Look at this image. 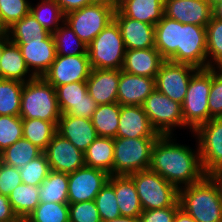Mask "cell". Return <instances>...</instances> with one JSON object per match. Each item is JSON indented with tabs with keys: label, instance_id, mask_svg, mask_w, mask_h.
Instances as JSON below:
<instances>
[{
	"label": "cell",
	"instance_id": "51",
	"mask_svg": "<svg viewBox=\"0 0 222 222\" xmlns=\"http://www.w3.org/2000/svg\"><path fill=\"white\" fill-rule=\"evenodd\" d=\"M207 176L216 185L218 193H219V197L222 201V169H216L208 173Z\"/></svg>",
	"mask_w": 222,
	"mask_h": 222
},
{
	"label": "cell",
	"instance_id": "27",
	"mask_svg": "<svg viewBox=\"0 0 222 222\" xmlns=\"http://www.w3.org/2000/svg\"><path fill=\"white\" fill-rule=\"evenodd\" d=\"M0 78L22 83L34 78L25 64L19 46L10 41L4 46L1 56Z\"/></svg>",
	"mask_w": 222,
	"mask_h": 222
},
{
	"label": "cell",
	"instance_id": "5",
	"mask_svg": "<svg viewBox=\"0 0 222 222\" xmlns=\"http://www.w3.org/2000/svg\"><path fill=\"white\" fill-rule=\"evenodd\" d=\"M125 51L120 28L113 20L88 45L91 68L121 70Z\"/></svg>",
	"mask_w": 222,
	"mask_h": 222
},
{
	"label": "cell",
	"instance_id": "6",
	"mask_svg": "<svg viewBox=\"0 0 222 222\" xmlns=\"http://www.w3.org/2000/svg\"><path fill=\"white\" fill-rule=\"evenodd\" d=\"M136 186L143 211L174 206L179 189L161 175L147 169L129 175Z\"/></svg>",
	"mask_w": 222,
	"mask_h": 222
},
{
	"label": "cell",
	"instance_id": "2",
	"mask_svg": "<svg viewBox=\"0 0 222 222\" xmlns=\"http://www.w3.org/2000/svg\"><path fill=\"white\" fill-rule=\"evenodd\" d=\"M179 204L197 222H222V201L207 175L179 189Z\"/></svg>",
	"mask_w": 222,
	"mask_h": 222
},
{
	"label": "cell",
	"instance_id": "11",
	"mask_svg": "<svg viewBox=\"0 0 222 222\" xmlns=\"http://www.w3.org/2000/svg\"><path fill=\"white\" fill-rule=\"evenodd\" d=\"M191 134L197 139L205 175L222 169V117L210 119Z\"/></svg>",
	"mask_w": 222,
	"mask_h": 222
},
{
	"label": "cell",
	"instance_id": "48",
	"mask_svg": "<svg viewBox=\"0 0 222 222\" xmlns=\"http://www.w3.org/2000/svg\"><path fill=\"white\" fill-rule=\"evenodd\" d=\"M180 208L179 201L171 207L145 210L140 216V222H173L176 211Z\"/></svg>",
	"mask_w": 222,
	"mask_h": 222
},
{
	"label": "cell",
	"instance_id": "14",
	"mask_svg": "<svg viewBox=\"0 0 222 222\" xmlns=\"http://www.w3.org/2000/svg\"><path fill=\"white\" fill-rule=\"evenodd\" d=\"M91 70L89 55H56L54 62L42 77L56 88L68 83L87 81Z\"/></svg>",
	"mask_w": 222,
	"mask_h": 222
},
{
	"label": "cell",
	"instance_id": "53",
	"mask_svg": "<svg viewBox=\"0 0 222 222\" xmlns=\"http://www.w3.org/2000/svg\"><path fill=\"white\" fill-rule=\"evenodd\" d=\"M212 17L222 20V2L212 7Z\"/></svg>",
	"mask_w": 222,
	"mask_h": 222
},
{
	"label": "cell",
	"instance_id": "24",
	"mask_svg": "<svg viewBox=\"0 0 222 222\" xmlns=\"http://www.w3.org/2000/svg\"><path fill=\"white\" fill-rule=\"evenodd\" d=\"M165 60L155 47L125 51L121 70L132 75L155 78Z\"/></svg>",
	"mask_w": 222,
	"mask_h": 222
},
{
	"label": "cell",
	"instance_id": "52",
	"mask_svg": "<svg viewBox=\"0 0 222 222\" xmlns=\"http://www.w3.org/2000/svg\"><path fill=\"white\" fill-rule=\"evenodd\" d=\"M173 222H197L181 207L176 211Z\"/></svg>",
	"mask_w": 222,
	"mask_h": 222
},
{
	"label": "cell",
	"instance_id": "32",
	"mask_svg": "<svg viewBox=\"0 0 222 222\" xmlns=\"http://www.w3.org/2000/svg\"><path fill=\"white\" fill-rule=\"evenodd\" d=\"M120 111L121 105L118 102L97 106L91 121L98 137L116 138Z\"/></svg>",
	"mask_w": 222,
	"mask_h": 222
},
{
	"label": "cell",
	"instance_id": "47",
	"mask_svg": "<svg viewBox=\"0 0 222 222\" xmlns=\"http://www.w3.org/2000/svg\"><path fill=\"white\" fill-rule=\"evenodd\" d=\"M21 183L19 168L0 162V194L8 197L11 191Z\"/></svg>",
	"mask_w": 222,
	"mask_h": 222
},
{
	"label": "cell",
	"instance_id": "7",
	"mask_svg": "<svg viewBox=\"0 0 222 222\" xmlns=\"http://www.w3.org/2000/svg\"><path fill=\"white\" fill-rule=\"evenodd\" d=\"M116 3L95 2L65 14L64 22L86 44L114 20Z\"/></svg>",
	"mask_w": 222,
	"mask_h": 222
},
{
	"label": "cell",
	"instance_id": "42",
	"mask_svg": "<svg viewBox=\"0 0 222 222\" xmlns=\"http://www.w3.org/2000/svg\"><path fill=\"white\" fill-rule=\"evenodd\" d=\"M102 222L121 217L114 188L107 182L94 199Z\"/></svg>",
	"mask_w": 222,
	"mask_h": 222
},
{
	"label": "cell",
	"instance_id": "21",
	"mask_svg": "<svg viewBox=\"0 0 222 222\" xmlns=\"http://www.w3.org/2000/svg\"><path fill=\"white\" fill-rule=\"evenodd\" d=\"M155 89V78L132 75L120 70L117 102L120 105L142 106Z\"/></svg>",
	"mask_w": 222,
	"mask_h": 222
},
{
	"label": "cell",
	"instance_id": "41",
	"mask_svg": "<svg viewBox=\"0 0 222 222\" xmlns=\"http://www.w3.org/2000/svg\"><path fill=\"white\" fill-rule=\"evenodd\" d=\"M51 171L44 153L19 168L22 183L39 187Z\"/></svg>",
	"mask_w": 222,
	"mask_h": 222
},
{
	"label": "cell",
	"instance_id": "30",
	"mask_svg": "<svg viewBox=\"0 0 222 222\" xmlns=\"http://www.w3.org/2000/svg\"><path fill=\"white\" fill-rule=\"evenodd\" d=\"M6 33L9 41L15 44H25L29 40H45L51 34L31 12L6 29Z\"/></svg>",
	"mask_w": 222,
	"mask_h": 222
},
{
	"label": "cell",
	"instance_id": "45",
	"mask_svg": "<svg viewBox=\"0 0 222 222\" xmlns=\"http://www.w3.org/2000/svg\"><path fill=\"white\" fill-rule=\"evenodd\" d=\"M209 120L222 117V68H212V83L208 97Z\"/></svg>",
	"mask_w": 222,
	"mask_h": 222
},
{
	"label": "cell",
	"instance_id": "18",
	"mask_svg": "<svg viewBox=\"0 0 222 222\" xmlns=\"http://www.w3.org/2000/svg\"><path fill=\"white\" fill-rule=\"evenodd\" d=\"M17 45L27 68L34 77H42L57 55L52 33L45 40H29L25 44Z\"/></svg>",
	"mask_w": 222,
	"mask_h": 222
},
{
	"label": "cell",
	"instance_id": "31",
	"mask_svg": "<svg viewBox=\"0 0 222 222\" xmlns=\"http://www.w3.org/2000/svg\"><path fill=\"white\" fill-rule=\"evenodd\" d=\"M8 199L16 216L24 222L40 203L39 187L21 183L11 191Z\"/></svg>",
	"mask_w": 222,
	"mask_h": 222
},
{
	"label": "cell",
	"instance_id": "44",
	"mask_svg": "<svg viewBox=\"0 0 222 222\" xmlns=\"http://www.w3.org/2000/svg\"><path fill=\"white\" fill-rule=\"evenodd\" d=\"M23 137L20 116H0V153Z\"/></svg>",
	"mask_w": 222,
	"mask_h": 222
},
{
	"label": "cell",
	"instance_id": "4",
	"mask_svg": "<svg viewBox=\"0 0 222 222\" xmlns=\"http://www.w3.org/2000/svg\"><path fill=\"white\" fill-rule=\"evenodd\" d=\"M212 83V68L198 69L190 79L182 103L184 125L193 133L209 121L208 97Z\"/></svg>",
	"mask_w": 222,
	"mask_h": 222
},
{
	"label": "cell",
	"instance_id": "39",
	"mask_svg": "<svg viewBox=\"0 0 222 222\" xmlns=\"http://www.w3.org/2000/svg\"><path fill=\"white\" fill-rule=\"evenodd\" d=\"M208 68H222V20L211 18L206 25Z\"/></svg>",
	"mask_w": 222,
	"mask_h": 222
},
{
	"label": "cell",
	"instance_id": "33",
	"mask_svg": "<svg viewBox=\"0 0 222 222\" xmlns=\"http://www.w3.org/2000/svg\"><path fill=\"white\" fill-rule=\"evenodd\" d=\"M39 199L43 203H69L68 173L51 170L39 186Z\"/></svg>",
	"mask_w": 222,
	"mask_h": 222
},
{
	"label": "cell",
	"instance_id": "8",
	"mask_svg": "<svg viewBox=\"0 0 222 222\" xmlns=\"http://www.w3.org/2000/svg\"><path fill=\"white\" fill-rule=\"evenodd\" d=\"M157 138H114V175H127L150 167Z\"/></svg>",
	"mask_w": 222,
	"mask_h": 222
},
{
	"label": "cell",
	"instance_id": "54",
	"mask_svg": "<svg viewBox=\"0 0 222 222\" xmlns=\"http://www.w3.org/2000/svg\"><path fill=\"white\" fill-rule=\"evenodd\" d=\"M104 222H140L139 217L121 216L116 219H112Z\"/></svg>",
	"mask_w": 222,
	"mask_h": 222
},
{
	"label": "cell",
	"instance_id": "56",
	"mask_svg": "<svg viewBox=\"0 0 222 222\" xmlns=\"http://www.w3.org/2000/svg\"><path fill=\"white\" fill-rule=\"evenodd\" d=\"M206 1L211 5V7H213L217 3L222 2V0H206Z\"/></svg>",
	"mask_w": 222,
	"mask_h": 222
},
{
	"label": "cell",
	"instance_id": "1",
	"mask_svg": "<svg viewBox=\"0 0 222 222\" xmlns=\"http://www.w3.org/2000/svg\"><path fill=\"white\" fill-rule=\"evenodd\" d=\"M173 138L174 135H160L157 138L152 148L149 169L180 189L200 181L205 173L201 165L197 140L194 150Z\"/></svg>",
	"mask_w": 222,
	"mask_h": 222
},
{
	"label": "cell",
	"instance_id": "23",
	"mask_svg": "<svg viewBox=\"0 0 222 222\" xmlns=\"http://www.w3.org/2000/svg\"><path fill=\"white\" fill-rule=\"evenodd\" d=\"M120 70L92 69L86 83L88 93L98 104L117 102Z\"/></svg>",
	"mask_w": 222,
	"mask_h": 222
},
{
	"label": "cell",
	"instance_id": "38",
	"mask_svg": "<svg viewBox=\"0 0 222 222\" xmlns=\"http://www.w3.org/2000/svg\"><path fill=\"white\" fill-rule=\"evenodd\" d=\"M24 83L0 78V116H19Z\"/></svg>",
	"mask_w": 222,
	"mask_h": 222
},
{
	"label": "cell",
	"instance_id": "58",
	"mask_svg": "<svg viewBox=\"0 0 222 222\" xmlns=\"http://www.w3.org/2000/svg\"><path fill=\"white\" fill-rule=\"evenodd\" d=\"M6 32V30L1 26V21H0V33Z\"/></svg>",
	"mask_w": 222,
	"mask_h": 222
},
{
	"label": "cell",
	"instance_id": "35",
	"mask_svg": "<svg viewBox=\"0 0 222 222\" xmlns=\"http://www.w3.org/2000/svg\"><path fill=\"white\" fill-rule=\"evenodd\" d=\"M43 153L24 137L0 153L1 162L15 168H21Z\"/></svg>",
	"mask_w": 222,
	"mask_h": 222
},
{
	"label": "cell",
	"instance_id": "15",
	"mask_svg": "<svg viewBox=\"0 0 222 222\" xmlns=\"http://www.w3.org/2000/svg\"><path fill=\"white\" fill-rule=\"evenodd\" d=\"M55 89L62 114L92 119L98 104L89 95L86 81L68 83Z\"/></svg>",
	"mask_w": 222,
	"mask_h": 222
},
{
	"label": "cell",
	"instance_id": "20",
	"mask_svg": "<svg viewBox=\"0 0 222 222\" xmlns=\"http://www.w3.org/2000/svg\"><path fill=\"white\" fill-rule=\"evenodd\" d=\"M142 106L121 105L116 138H158Z\"/></svg>",
	"mask_w": 222,
	"mask_h": 222
},
{
	"label": "cell",
	"instance_id": "16",
	"mask_svg": "<svg viewBox=\"0 0 222 222\" xmlns=\"http://www.w3.org/2000/svg\"><path fill=\"white\" fill-rule=\"evenodd\" d=\"M43 153L50 169L55 172L72 173L85 165L84 152L58 133L53 136Z\"/></svg>",
	"mask_w": 222,
	"mask_h": 222
},
{
	"label": "cell",
	"instance_id": "49",
	"mask_svg": "<svg viewBox=\"0 0 222 222\" xmlns=\"http://www.w3.org/2000/svg\"><path fill=\"white\" fill-rule=\"evenodd\" d=\"M0 222H21L14 213L7 196L0 194Z\"/></svg>",
	"mask_w": 222,
	"mask_h": 222
},
{
	"label": "cell",
	"instance_id": "3",
	"mask_svg": "<svg viewBox=\"0 0 222 222\" xmlns=\"http://www.w3.org/2000/svg\"><path fill=\"white\" fill-rule=\"evenodd\" d=\"M61 115L56 89L43 77L24 83L19 114L22 119H41L57 126Z\"/></svg>",
	"mask_w": 222,
	"mask_h": 222
},
{
	"label": "cell",
	"instance_id": "25",
	"mask_svg": "<svg viewBox=\"0 0 222 222\" xmlns=\"http://www.w3.org/2000/svg\"><path fill=\"white\" fill-rule=\"evenodd\" d=\"M121 216L139 217L143 212L133 179L127 175H110Z\"/></svg>",
	"mask_w": 222,
	"mask_h": 222
},
{
	"label": "cell",
	"instance_id": "57",
	"mask_svg": "<svg viewBox=\"0 0 222 222\" xmlns=\"http://www.w3.org/2000/svg\"><path fill=\"white\" fill-rule=\"evenodd\" d=\"M95 2L116 3L114 0H94Z\"/></svg>",
	"mask_w": 222,
	"mask_h": 222
},
{
	"label": "cell",
	"instance_id": "10",
	"mask_svg": "<svg viewBox=\"0 0 222 222\" xmlns=\"http://www.w3.org/2000/svg\"><path fill=\"white\" fill-rule=\"evenodd\" d=\"M169 61L208 68L206 27L179 22L178 49Z\"/></svg>",
	"mask_w": 222,
	"mask_h": 222
},
{
	"label": "cell",
	"instance_id": "43",
	"mask_svg": "<svg viewBox=\"0 0 222 222\" xmlns=\"http://www.w3.org/2000/svg\"><path fill=\"white\" fill-rule=\"evenodd\" d=\"M30 0H0L1 26L6 30L30 12Z\"/></svg>",
	"mask_w": 222,
	"mask_h": 222
},
{
	"label": "cell",
	"instance_id": "55",
	"mask_svg": "<svg viewBox=\"0 0 222 222\" xmlns=\"http://www.w3.org/2000/svg\"><path fill=\"white\" fill-rule=\"evenodd\" d=\"M9 42V38L6 32L0 33V60L4 50V46Z\"/></svg>",
	"mask_w": 222,
	"mask_h": 222
},
{
	"label": "cell",
	"instance_id": "46",
	"mask_svg": "<svg viewBox=\"0 0 222 222\" xmlns=\"http://www.w3.org/2000/svg\"><path fill=\"white\" fill-rule=\"evenodd\" d=\"M69 222H102L95 201L69 203Z\"/></svg>",
	"mask_w": 222,
	"mask_h": 222
},
{
	"label": "cell",
	"instance_id": "37",
	"mask_svg": "<svg viewBox=\"0 0 222 222\" xmlns=\"http://www.w3.org/2000/svg\"><path fill=\"white\" fill-rule=\"evenodd\" d=\"M30 12L50 33L55 32L65 20V14L55 0H41L31 3Z\"/></svg>",
	"mask_w": 222,
	"mask_h": 222
},
{
	"label": "cell",
	"instance_id": "19",
	"mask_svg": "<svg viewBox=\"0 0 222 222\" xmlns=\"http://www.w3.org/2000/svg\"><path fill=\"white\" fill-rule=\"evenodd\" d=\"M125 49H147L155 47V26L124 16L117 8L114 13Z\"/></svg>",
	"mask_w": 222,
	"mask_h": 222
},
{
	"label": "cell",
	"instance_id": "13",
	"mask_svg": "<svg viewBox=\"0 0 222 222\" xmlns=\"http://www.w3.org/2000/svg\"><path fill=\"white\" fill-rule=\"evenodd\" d=\"M109 177L107 172L86 165L68 173V202L93 201Z\"/></svg>",
	"mask_w": 222,
	"mask_h": 222
},
{
	"label": "cell",
	"instance_id": "40",
	"mask_svg": "<svg viewBox=\"0 0 222 222\" xmlns=\"http://www.w3.org/2000/svg\"><path fill=\"white\" fill-rule=\"evenodd\" d=\"M24 222H69V203L40 202Z\"/></svg>",
	"mask_w": 222,
	"mask_h": 222
},
{
	"label": "cell",
	"instance_id": "28",
	"mask_svg": "<svg viewBox=\"0 0 222 222\" xmlns=\"http://www.w3.org/2000/svg\"><path fill=\"white\" fill-rule=\"evenodd\" d=\"M85 165L114 175V138L98 137L84 152Z\"/></svg>",
	"mask_w": 222,
	"mask_h": 222
},
{
	"label": "cell",
	"instance_id": "29",
	"mask_svg": "<svg viewBox=\"0 0 222 222\" xmlns=\"http://www.w3.org/2000/svg\"><path fill=\"white\" fill-rule=\"evenodd\" d=\"M179 45V21L163 15L155 25V48L164 60H170Z\"/></svg>",
	"mask_w": 222,
	"mask_h": 222
},
{
	"label": "cell",
	"instance_id": "9",
	"mask_svg": "<svg viewBox=\"0 0 222 222\" xmlns=\"http://www.w3.org/2000/svg\"><path fill=\"white\" fill-rule=\"evenodd\" d=\"M142 108L160 135H174L176 127L187 128L184 125L181 104L156 89L145 99Z\"/></svg>",
	"mask_w": 222,
	"mask_h": 222
},
{
	"label": "cell",
	"instance_id": "34",
	"mask_svg": "<svg viewBox=\"0 0 222 222\" xmlns=\"http://www.w3.org/2000/svg\"><path fill=\"white\" fill-rule=\"evenodd\" d=\"M52 35L57 55H88V45H86L65 22H63Z\"/></svg>",
	"mask_w": 222,
	"mask_h": 222
},
{
	"label": "cell",
	"instance_id": "22",
	"mask_svg": "<svg viewBox=\"0 0 222 222\" xmlns=\"http://www.w3.org/2000/svg\"><path fill=\"white\" fill-rule=\"evenodd\" d=\"M57 133L69 140L77 149L85 152L98 138L92 121L83 117L62 114L57 125Z\"/></svg>",
	"mask_w": 222,
	"mask_h": 222
},
{
	"label": "cell",
	"instance_id": "36",
	"mask_svg": "<svg viewBox=\"0 0 222 222\" xmlns=\"http://www.w3.org/2000/svg\"><path fill=\"white\" fill-rule=\"evenodd\" d=\"M22 127L23 137L42 151L57 133V126L54 123L41 119H22Z\"/></svg>",
	"mask_w": 222,
	"mask_h": 222
},
{
	"label": "cell",
	"instance_id": "26",
	"mask_svg": "<svg viewBox=\"0 0 222 222\" xmlns=\"http://www.w3.org/2000/svg\"><path fill=\"white\" fill-rule=\"evenodd\" d=\"M116 8L126 17L155 26L164 15V0H118Z\"/></svg>",
	"mask_w": 222,
	"mask_h": 222
},
{
	"label": "cell",
	"instance_id": "17",
	"mask_svg": "<svg viewBox=\"0 0 222 222\" xmlns=\"http://www.w3.org/2000/svg\"><path fill=\"white\" fill-rule=\"evenodd\" d=\"M164 15L183 24L206 27L212 7L206 0H164Z\"/></svg>",
	"mask_w": 222,
	"mask_h": 222
},
{
	"label": "cell",
	"instance_id": "12",
	"mask_svg": "<svg viewBox=\"0 0 222 222\" xmlns=\"http://www.w3.org/2000/svg\"><path fill=\"white\" fill-rule=\"evenodd\" d=\"M198 68L165 60L155 77L156 90L182 105L188 85Z\"/></svg>",
	"mask_w": 222,
	"mask_h": 222
},
{
	"label": "cell",
	"instance_id": "50",
	"mask_svg": "<svg viewBox=\"0 0 222 222\" xmlns=\"http://www.w3.org/2000/svg\"><path fill=\"white\" fill-rule=\"evenodd\" d=\"M64 14L95 3L94 0H55Z\"/></svg>",
	"mask_w": 222,
	"mask_h": 222
}]
</instances>
